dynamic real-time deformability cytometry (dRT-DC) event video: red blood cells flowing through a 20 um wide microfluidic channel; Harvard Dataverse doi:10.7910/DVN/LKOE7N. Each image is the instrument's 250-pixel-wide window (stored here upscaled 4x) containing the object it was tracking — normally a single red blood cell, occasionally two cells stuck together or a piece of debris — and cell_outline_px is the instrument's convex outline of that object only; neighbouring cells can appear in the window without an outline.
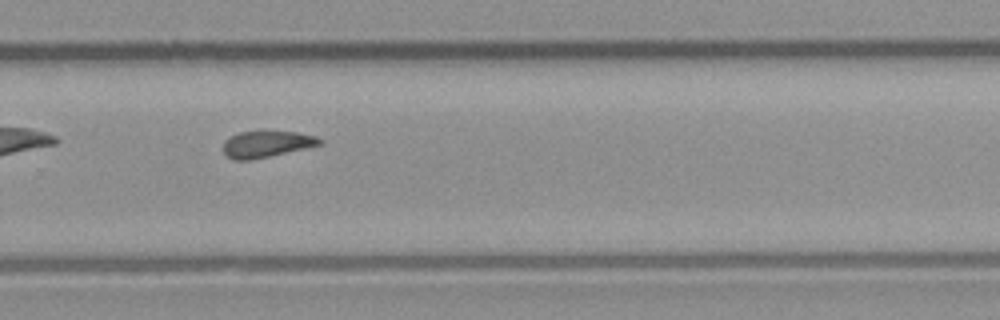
{"species": "common noctule bat (a hibernating species)", "species_latin": "Nyctalus noctula", "temperature_condition": "room temperature", "stored_images_in_passage": 32, "camera_frame_rate_fps": 3000, "um_per_image_px": 0.085, "animal": {"sex": "male", "body_mass_g": 23.1, "forearm_length_mm": 52.7}, "frame": {"image": 1, "passage_image": 18, "time_ms": 5.667, "image_size_px": [1000, 320], "cell_outline_px": [[324, 140], [320, 144], [304, 148], [252, 160], [236, 160], [228, 156], [224, 152], [224, 140], [240, 132], [296, 132], [316, 136]], "centroid_in_image_um": [22.65, 12.25], "position_along_channel_um": 307.1, "area_um2": 14.45}}